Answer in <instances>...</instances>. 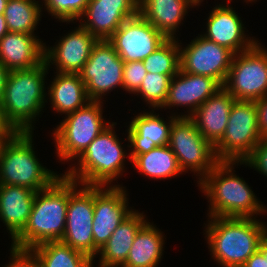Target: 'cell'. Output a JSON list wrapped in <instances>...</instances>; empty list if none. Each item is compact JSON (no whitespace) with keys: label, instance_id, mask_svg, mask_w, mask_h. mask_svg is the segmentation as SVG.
<instances>
[{"label":"cell","instance_id":"obj_1","mask_svg":"<svg viewBox=\"0 0 267 267\" xmlns=\"http://www.w3.org/2000/svg\"><path fill=\"white\" fill-rule=\"evenodd\" d=\"M239 164L240 161H219L197 183L209 203L207 217L257 218L267 213L244 178L234 173V167Z\"/></svg>","mask_w":267,"mask_h":267},{"label":"cell","instance_id":"obj_2","mask_svg":"<svg viewBox=\"0 0 267 267\" xmlns=\"http://www.w3.org/2000/svg\"><path fill=\"white\" fill-rule=\"evenodd\" d=\"M205 239L214 262L221 267H242L258 250L267 225L256 218L208 217Z\"/></svg>","mask_w":267,"mask_h":267},{"label":"cell","instance_id":"obj_3","mask_svg":"<svg viewBox=\"0 0 267 267\" xmlns=\"http://www.w3.org/2000/svg\"><path fill=\"white\" fill-rule=\"evenodd\" d=\"M49 70L44 60L33 68L9 72L0 105L15 132L34 133V123L48 103L45 80Z\"/></svg>","mask_w":267,"mask_h":267},{"label":"cell","instance_id":"obj_4","mask_svg":"<svg viewBox=\"0 0 267 267\" xmlns=\"http://www.w3.org/2000/svg\"><path fill=\"white\" fill-rule=\"evenodd\" d=\"M69 200V178L63 173L49 187L36 192L24 230L11 247L31 250L50 241H60L65 232Z\"/></svg>","mask_w":267,"mask_h":267},{"label":"cell","instance_id":"obj_5","mask_svg":"<svg viewBox=\"0 0 267 267\" xmlns=\"http://www.w3.org/2000/svg\"><path fill=\"white\" fill-rule=\"evenodd\" d=\"M116 124L111 122L76 159V165L73 163L67 168L64 175L88 186H120L113 181H118L125 172V158H129L130 163L131 160L130 153L125 152L127 150L123 142L116 135Z\"/></svg>","mask_w":267,"mask_h":267},{"label":"cell","instance_id":"obj_6","mask_svg":"<svg viewBox=\"0 0 267 267\" xmlns=\"http://www.w3.org/2000/svg\"><path fill=\"white\" fill-rule=\"evenodd\" d=\"M33 137V132H16L3 142L0 148V185L24 186L38 192L61 176L39 161Z\"/></svg>","mask_w":267,"mask_h":267},{"label":"cell","instance_id":"obj_7","mask_svg":"<svg viewBox=\"0 0 267 267\" xmlns=\"http://www.w3.org/2000/svg\"><path fill=\"white\" fill-rule=\"evenodd\" d=\"M103 104V101L91 100L84 107L66 114L60 125L53 129L51 136L55 141L56 154L60 162L64 161L65 164L75 161L111 124L102 116Z\"/></svg>","mask_w":267,"mask_h":267},{"label":"cell","instance_id":"obj_8","mask_svg":"<svg viewBox=\"0 0 267 267\" xmlns=\"http://www.w3.org/2000/svg\"><path fill=\"white\" fill-rule=\"evenodd\" d=\"M168 146L181 171L195 173L200 182L219 162L214 146L198 131L189 117H177L170 128Z\"/></svg>","mask_w":267,"mask_h":267},{"label":"cell","instance_id":"obj_9","mask_svg":"<svg viewBox=\"0 0 267 267\" xmlns=\"http://www.w3.org/2000/svg\"><path fill=\"white\" fill-rule=\"evenodd\" d=\"M262 140L254 101L235 100L222 139L214 146L219 161H245Z\"/></svg>","mask_w":267,"mask_h":267},{"label":"cell","instance_id":"obj_10","mask_svg":"<svg viewBox=\"0 0 267 267\" xmlns=\"http://www.w3.org/2000/svg\"><path fill=\"white\" fill-rule=\"evenodd\" d=\"M223 87L236 99L255 101L267 95V48L259 41L234 54Z\"/></svg>","mask_w":267,"mask_h":267},{"label":"cell","instance_id":"obj_11","mask_svg":"<svg viewBox=\"0 0 267 267\" xmlns=\"http://www.w3.org/2000/svg\"><path fill=\"white\" fill-rule=\"evenodd\" d=\"M94 186L69 179L65 232L60 241L94 260Z\"/></svg>","mask_w":267,"mask_h":267},{"label":"cell","instance_id":"obj_12","mask_svg":"<svg viewBox=\"0 0 267 267\" xmlns=\"http://www.w3.org/2000/svg\"><path fill=\"white\" fill-rule=\"evenodd\" d=\"M124 61L108 40H98L79 73L90 100L105 101L103 96L115 88L123 89Z\"/></svg>","mask_w":267,"mask_h":267},{"label":"cell","instance_id":"obj_13","mask_svg":"<svg viewBox=\"0 0 267 267\" xmlns=\"http://www.w3.org/2000/svg\"><path fill=\"white\" fill-rule=\"evenodd\" d=\"M187 46L179 43L180 70L195 75L216 79L224 85L231 67L234 53L224 46L206 39L201 34Z\"/></svg>","mask_w":267,"mask_h":267},{"label":"cell","instance_id":"obj_14","mask_svg":"<svg viewBox=\"0 0 267 267\" xmlns=\"http://www.w3.org/2000/svg\"><path fill=\"white\" fill-rule=\"evenodd\" d=\"M126 187L94 186V259L121 222L134 210L128 206Z\"/></svg>","mask_w":267,"mask_h":267},{"label":"cell","instance_id":"obj_15","mask_svg":"<svg viewBox=\"0 0 267 267\" xmlns=\"http://www.w3.org/2000/svg\"><path fill=\"white\" fill-rule=\"evenodd\" d=\"M124 62L143 61L167 38L139 13L127 19L108 39Z\"/></svg>","mask_w":267,"mask_h":267},{"label":"cell","instance_id":"obj_16","mask_svg":"<svg viewBox=\"0 0 267 267\" xmlns=\"http://www.w3.org/2000/svg\"><path fill=\"white\" fill-rule=\"evenodd\" d=\"M70 31L54 46L45 43L44 60L49 68L54 65L56 72L79 74L98 39L80 24Z\"/></svg>","mask_w":267,"mask_h":267},{"label":"cell","instance_id":"obj_17","mask_svg":"<svg viewBox=\"0 0 267 267\" xmlns=\"http://www.w3.org/2000/svg\"><path fill=\"white\" fill-rule=\"evenodd\" d=\"M138 5L139 0H91L78 22L98 40H107L138 14Z\"/></svg>","mask_w":267,"mask_h":267},{"label":"cell","instance_id":"obj_18","mask_svg":"<svg viewBox=\"0 0 267 267\" xmlns=\"http://www.w3.org/2000/svg\"><path fill=\"white\" fill-rule=\"evenodd\" d=\"M226 2L224 1L225 5L216 4L212 8L207 16L206 33L201 35L237 54L250 49L258 40L255 37L251 38L249 34L246 35V27L241 17L230 5V1Z\"/></svg>","mask_w":267,"mask_h":267},{"label":"cell","instance_id":"obj_19","mask_svg":"<svg viewBox=\"0 0 267 267\" xmlns=\"http://www.w3.org/2000/svg\"><path fill=\"white\" fill-rule=\"evenodd\" d=\"M223 86L214 78L179 72L171 78L167 99L162 109L187 107L180 117H190L209 97ZM178 107V108H177ZM187 113V114H185Z\"/></svg>","mask_w":267,"mask_h":267},{"label":"cell","instance_id":"obj_20","mask_svg":"<svg viewBox=\"0 0 267 267\" xmlns=\"http://www.w3.org/2000/svg\"><path fill=\"white\" fill-rule=\"evenodd\" d=\"M171 115L167 116L169 120L165 121L155 109H151L149 113L143 110V113L140 112L132 117V121L126 126L130 160L158 146L168 145L171 125L177 117H180L175 112Z\"/></svg>","mask_w":267,"mask_h":267},{"label":"cell","instance_id":"obj_21","mask_svg":"<svg viewBox=\"0 0 267 267\" xmlns=\"http://www.w3.org/2000/svg\"><path fill=\"white\" fill-rule=\"evenodd\" d=\"M236 99L224 88L209 97L189 118L203 137L215 146L223 137Z\"/></svg>","mask_w":267,"mask_h":267},{"label":"cell","instance_id":"obj_22","mask_svg":"<svg viewBox=\"0 0 267 267\" xmlns=\"http://www.w3.org/2000/svg\"><path fill=\"white\" fill-rule=\"evenodd\" d=\"M44 50L38 36L8 32L0 39V62L9 71L30 69L44 61Z\"/></svg>","mask_w":267,"mask_h":267},{"label":"cell","instance_id":"obj_23","mask_svg":"<svg viewBox=\"0 0 267 267\" xmlns=\"http://www.w3.org/2000/svg\"><path fill=\"white\" fill-rule=\"evenodd\" d=\"M193 7L190 0H139L138 13L167 39H178L180 24Z\"/></svg>","mask_w":267,"mask_h":267},{"label":"cell","instance_id":"obj_24","mask_svg":"<svg viewBox=\"0 0 267 267\" xmlns=\"http://www.w3.org/2000/svg\"><path fill=\"white\" fill-rule=\"evenodd\" d=\"M36 192L24 187L0 185V220L13 241L26 227Z\"/></svg>","mask_w":267,"mask_h":267},{"label":"cell","instance_id":"obj_25","mask_svg":"<svg viewBox=\"0 0 267 267\" xmlns=\"http://www.w3.org/2000/svg\"><path fill=\"white\" fill-rule=\"evenodd\" d=\"M147 221L143 212L134 209L99 250L98 267H121L126 262L136 233Z\"/></svg>","mask_w":267,"mask_h":267},{"label":"cell","instance_id":"obj_26","mask_svg":"<svg viewBox=\"0 0 267 267\" xmlns=\"http://www.w3.org/2000/svg\"><path fill=\"white\" fill-rule=\"evenodd\" d=\"M47 87L46 99H49L52 110L61 115H66L84 107L89 99L86 86L80 74L59 73Z\"/></svg>","mask_w":267,"mask_h":267},{"label":"cell","instance_id":"obj_27","mask_svg":"<svg viewBox=\"0 0 267 267\" xmlns=\"http://www.w3.org/2000/svg\"><path fill=\"white\" fill-rule=\"evenodd\" d=\"M164 239L163 232L148 220L136 233L126 262L121 267H157L164 253Z\"/></svg>","mask_w":267,"mask_h":267},{"label":"cell","instance_id":"obj_28","mask_svg":"<svg viewBox=\"0 0 267 267\" xmlns=\"http://www.w3.org/2000/svg\"><path fill=\"white\" fill-rule=\"evenodd\" d=\"M132 166L149 179L163 180L183 174L175 154L168 145L158 146L147 153L136 155Z\"/></svg>","mask_w":267,"mask_h":267},{"label":"cell","instance_id":"obj_29","mask_svg":"<svg viewBox=\"0 0 267 267\" xmlns=\"http://www.w3.org/2000/svg\"><path fill=\"white\" fill-rule=\"evenodd\" d=\"M41 267H94V261L86 254L71 248L62 241H50L31 249Z\"/></svg>","mask_w":267,"mask_h":267},{"label":"cell","instance_id":"obj_30","mask_svg":"<svg viewBox=\"0 0 267 267\" xmlns=\"http://www.w3.org/2000/svg\"><path fill=\"white\" fill-rule=\"evenodd\" d=\"M40 3L39 0H8L3 14L8 31L37 36L34 31L43 15Z\"/></svg>","mask_w":267,"mask_h":267},{"label":"cell","instance_id":"obj_31","mask_svg":"<svg viewBox=\"0 0 267 267\" xmlns=\"http://www.w3.org/2000/svg\"><path fill=\"white\" fill-rule=\"evenodd\" d=\"M179 39H167L154 52L149 54L143 64L147 72L174 77L180 70Z\"/></svg>","mask_w":267,"mask_h":267},{"label":"cell","instance_id":"obj_32","mask_svg":"<svg viewBox=\"0 0 267 267\" xmlns=\"http://www.w3.org/2000/svg\"><path fill=\"white\" fill-rule=\"evenodd\" d=\"M171 78L168 75L147 72L141 86L134 93L140 95L150 109L160 110L168 95Z\"/></svg>","mask_w":267,"mask_h":267},{"label":"cell","instance_id":"obj_33","mask_svg":"<svg viewBox=\"0 0 267 267\" xmlns=\"http://www.w3.org/2000/svg\"><path fill=\"white\" fill-rule=\"evenodd\" d=\"M91 0H43L42 11L47 13L60 23H76L83 15L86 6ZM44 3V6H43ZM75 21V22H74Z\"/></svg>","mask_w":267,"mask_h":267},{"label":"cell","instance_id":"obj_34","mask_svg":"<svg viewBox=\"0 0 267 267\" xmlns=\"http://www.w3.org/2000/svg\"><path fill=\"white\" fill-rule=\"evenodd\" d=\"M146 74L143 61L124 62L123 91L134 94L141 86Z\"/></svg>","mask_w":267,"mask_h":267},{"label":"cell","instance_id":"obj_35","mask_svg":"<svg viewBox=\"0 0 267 267\" xmlns=\"http://www.w3.org/2000/svg\"><path fill=\"white\" fill-rule=\"evenodd\" d=\"M241 165H245V167L248 166L251 169L253 168L259 172V174L267 177V138L260 141L258 146L245 161H240V166Z\"/></svg>","mask_w":267,"mask_h":267},{"label":"cell","instance_id":"obj_36","mask_svg":"<svg viewBox=\"0 0 267 267\" xmlns=\"http://www.w3.org/2000/svg\"><path fill=\"white\" fill-rule=\"evenodd\" d=\"M10 262L4 267H41V263L31 250L10 248Z\"/></svg>","mask_w":267,"mask_h":267},{"label":"cell","instance_id":"obj_37","mask_svg":"<svg viewBox=\"0 0 267 267\" xmlns=\"http://www.w3.org/2000/svg\"><path fill=\"white\" fill-rule=\"evenodd\" d=\"M257 110V124L261 138H267V95L254 101Z\"/></svg>","mask_w":267,"mask_h":267},{"label":"cell","instance_id":"obj_38","mask_svg":"<svg viewBox=\"0 0 267 267\" xmlns=\"http://www.w3.org/2000/svg\"><path fill=\"white\" fill-rule=\"evenodd\" d=\"M242 267H267V260L262 253L257 250Z\"/></svg>","mask_w":267,"mask_h":267},{"label":"cell","instance_id":"obj_39","mask_svg":"<svg viewBox=\"0 0 267 267\" xmlns=\"http://www.w3.org/2000/svg\"><path fill=\"white\" fill-rule=\"evenodd\" d=\"M16 132L12 127L6 122L3 114V110L0 105V138L5 140L11 138Z\"/></svg>","mask_w":267,"mask_h":267},{"label":"cell","instance_id":"obj_40","mask_svg":"<svg viewBox=\"0 0 267 267\" xmlns=\"http://www.w3.org/2000/svg\"><path fill=\"white\" fill-rule=\"evenodd\" d=\"M9 70L0 62V102L4 95V89L6 86V81L9 75Z\"/></svg>","mask_w":267,"mask_h":267},{"label":"cell","instance_id":"obj_41","mask_svg":"<svg viewBox=\"0 0 267 267\" xmlns=\"http://www.w3.org/2000/svg\"><path fill=\"white\" fill-rule=\"evenodd\" d=\"M258 250L262 253V255L267 260V232L265 235L261 238Z\"/></svg>","mask_w":267,"mask_h":267},{"label":"cell","instance_id":"obj_42","mask_svg":"<svg viewBox=\"0 0 267 267\" xmlns=\"http://www.w3.org/2000/svg\"><path fill=\"white\" fill-rule=\"evenodd\" d=\"M8 32H9L8 26L4 18V15H0V39Z\"/></svg>","mask_w":267,"mask_h":267},{"label":"cell","instance_id":"obj_43","mask_svg":"<svg viewBox=\"0 0 267 267\" xmlns=\"http://www.w3.org/2000/svg\"><path fill=\"white\" fill-rule=\"evenodd\" d=\"M7 1L8 0H0V15L4 14V10L6 8Z\"/></svg>","mask_w":267,"mask_h":267},{"label":"cell","instance_id":"obj_44","mask_svg":"<svg viewBox=\"0 0 267 267\" xmlns=\"http://www.w3.org/2000/svg\"><path fill=\"white\" fill-rule=\"evenodd\" d=\"M196 7L200 6L204 0H190Z\"/></svg>","mask_w":267,"mask_h":267},{"label":"cell","instance_id":"obj_45","mask_svg":"<svg viewBox=\"0 0 267 267\" xmlns=\"http://www.w3.org/2000/svg\"><path fill=\"white\" fill-rule=\"evenodd\" d=\"M227 1H230V3H231L232 0H227ZM244 1L246 2V4H247L248 2H250V3L254 2V3H255L254 0H249V1L244 0Z\"/></svg>","mask_w":267,"mask_h":267},{"label":"cell","instance_id":"obj_46","mask_svg":"<svg viewBox=\"0 0 267 267\" xmlns=\"http://www.w3.org/2000/svg\"><path fill=\"white\" fill-rule=\"evenodd\" d=\"M4 141H5L4 138H0V148H1V146H2V144H3Z\"/></svg>","mask_w":267,"mask_h":267}]
</instances>
